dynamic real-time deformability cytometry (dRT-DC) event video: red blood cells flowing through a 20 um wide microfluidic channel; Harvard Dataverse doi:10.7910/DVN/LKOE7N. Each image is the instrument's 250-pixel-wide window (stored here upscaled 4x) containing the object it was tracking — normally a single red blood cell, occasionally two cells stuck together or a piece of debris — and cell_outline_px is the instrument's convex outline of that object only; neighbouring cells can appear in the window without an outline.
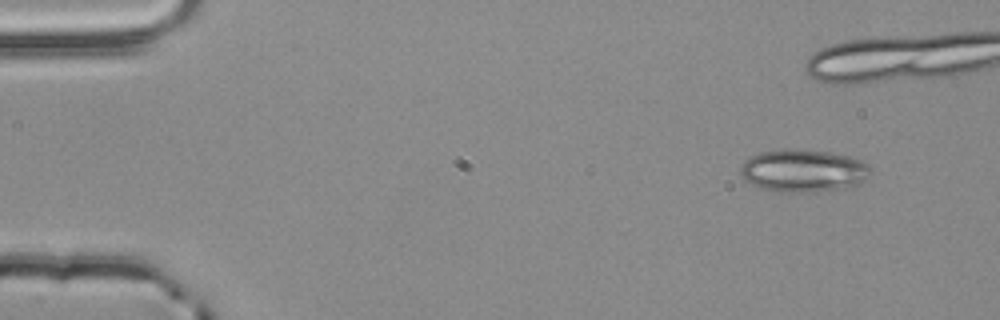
{"species": "common noctule bat (a hibernating species)", "species_latin": "Nyctalus noctula", "temperature_condition": "room temperature", "stored_images_in_passage": 5, "camera_frame_rate_fps": 3000, "um_per_image_px": 0.085, "animal": {"sex": "male", "body_mass_g": 20.4}, "frame": {"image": 1, "passage_image": 1, "time_ms": 0.0, "image_size_px": [1000, 320], "cell_outline_px": [[872, 172], [864, 180], [852, 188], [816, 192], [780, 192], [764, 188], [752, 184], [744, 180], [740, 176], [740, 168], [744, 160], [748, 156], [760, 152], [784, 148], [800, 148], [828, 152], [848, 156], [860, 160], [868, 164]], "centroid_in_image_um": [68.28, 14.5], "position_along_channel_um": 16.7, "area_um2": 32.95}}